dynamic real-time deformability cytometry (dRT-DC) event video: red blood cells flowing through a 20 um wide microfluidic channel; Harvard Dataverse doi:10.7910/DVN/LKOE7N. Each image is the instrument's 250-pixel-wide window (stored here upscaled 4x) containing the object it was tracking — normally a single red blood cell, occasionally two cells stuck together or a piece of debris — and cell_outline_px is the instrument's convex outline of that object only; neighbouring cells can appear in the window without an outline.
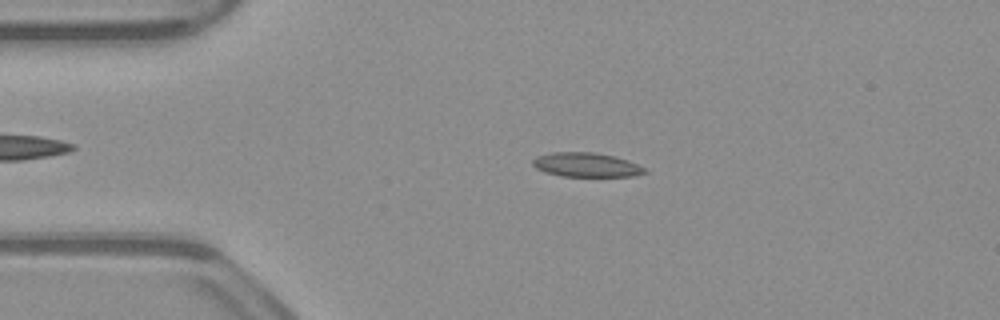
{"species": "common noctule bat (a hibernating species)", "species_latin": "Nyctalus noctula", "temperature_condition": "warm", "stored_images_in_passage": 51, "camera_frame_rate_fps": 3000, "um_per_image_px": 0.085, "animal": {"sex": "male", "body_mass_g": 23.1, "forearm_length_mm": 52.7}, "frame": {"image": 1, "passage_image": 10, "time_ms": 3.0, "image_size_px": [1000, 320], "cell_outline_px": [[648, 172], [632, 176], [564, 176], [544, 172], [536, 168], [532, 164], [532, 160], [536, 156], [552, 152], [596, 152], [628, 160], [648, 168]], "centroid_in_image_um": [49.85, 14.0], "position_along_channel_um": 35.2, "area_um2": 15.9}}
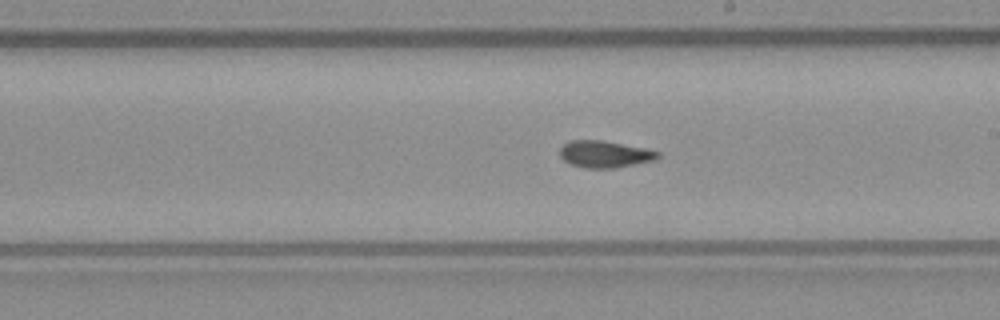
{"frame": {"image": 2, "passage_image": 28, "time_ms": 9.0, "image_size_px": [1000, 320], "cell_outline_px": [[660, 156], [652, 160], [616, 168], [584, 168], [572, 164], [564, 160], [560, 156], [560, 148], [564, 144], [572, 140], [600, 140], [644, 148], [660, 152]], "centroid_in_image_um": [51.38, 13.1], "position_along_channel_um": 237.6, "area_um2": 15.09}}
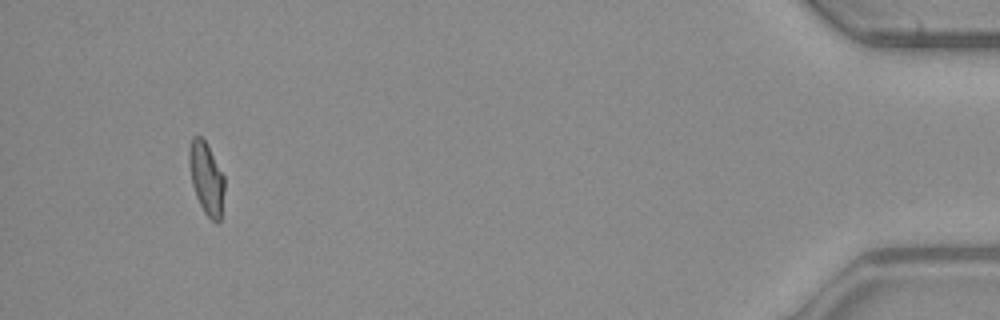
{"frame": {"image": 3, "passage_image": 48, "time_ms": 15.667, "image_size_px": [1000, 320], "cell_outline_px": [[224, 192], [220, 220], [216, 224], [204, 212], [196, 196], [192, 184], [188, 160], [188, 152], [192, 136], [200, 136], [204, 140], [224, 176]], "centroid_in_image_um": [17.53, 15.16], "position_along_channel_um": 417.7, "area_um2": 14.68}, "authors_computed_cell_mechanics": {"area_um2": 15.317, "velocity_mm_per_s": 3.9319, "shape_relaxation_time_tau1_ms": null, "shape_relaxation_time_tau2_ms": 2.2319, "deformation_change_tau1": null, "deformation_change_tau2": 0.0748}}